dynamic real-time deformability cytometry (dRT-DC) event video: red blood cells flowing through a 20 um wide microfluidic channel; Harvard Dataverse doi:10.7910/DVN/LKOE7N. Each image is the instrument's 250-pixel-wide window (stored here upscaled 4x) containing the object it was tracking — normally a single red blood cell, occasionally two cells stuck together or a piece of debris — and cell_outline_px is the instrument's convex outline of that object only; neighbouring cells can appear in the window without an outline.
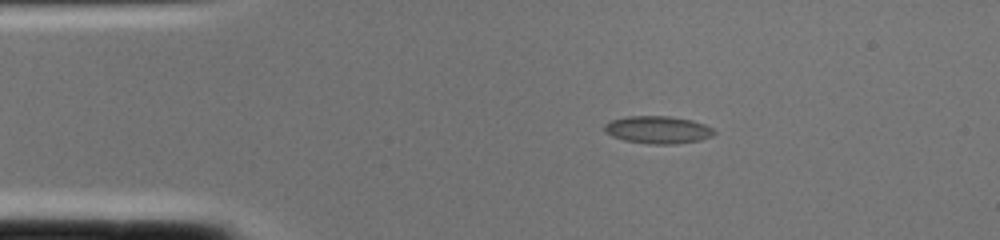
{"species": "common noctule bat (a hibernating species)", "species_latin": "Nyctalus noctula", "temperature_condition": "cold", "stored_images_in_passage": 1, "camera_frame_rate_fps": 3000, "um_per_image_px": 0.085, "animal": {"sex": "female", "body_mass_g": 22.0, "forearm_length_mm": 56.7}, "frame": {"image": 1, "passage_image": 1, "time_ms": 0.0, "image_size_px": [1000, 240], "cell_outline_px": [[716, 132], [712, 136], [700, 140], [676, 144], [652, 144], [624, 140], [612, 136], [604, 132], [604, 124], [612, 120], [628, 116], [668, 116], [692, 120], [704, 124], [712, 128]], "centroid_in_image_um": [55.92, 11.03], "position_along_channel_um": 29.1, "area_um2": 17.57}}